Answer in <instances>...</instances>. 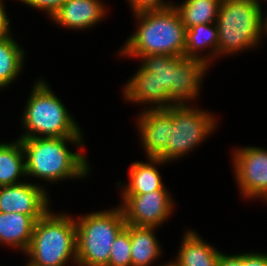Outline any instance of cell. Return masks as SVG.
<instances>
[{"label": "cell", "mask_w": 267, "mask_h": 266, "mask_svg": "<svg viewBox=\"0 0 267 266\" xmlns=\"http://www.w3.org/2000/svg\"><path fill=\"white\" fill-rule=\"evenodd\" d=\"M139 26L127 39L121 55L141 57L149 54L184 56L186 28L174 6L133 13Z\"/></svg>", "instance_id": "obj_1"}, {"label": "cell", "mask_w": 267, "mask_h": 266, "mask_svg": "<svg viewBox=\"0 0 267 266\" xmlns=\"http://www.w3.org/2000/svg\"><path fill=\"white\" fill-rule=\"evenodd\" d=\"M19 139L25 154L26 176L56 182L66 178H83L89 172L85 156L66 147L67 142L81 145V136Z\"/></svg>", "instance_id": "obj_2"}, {"label": "cell", "mask_w": 267, "mask_h": 266, "mask_svg": "<svg viewBox=\"0 0 267 266\" xmlns=\"http://www.w3.org/2000/svg\"><path fill=\"white\" fill-rule=\"evenodd\" d=\"M39 266L77 264L76 222L66 214L48 211L35 222L30 245L25 252Z\"/></svg>", "instance_id": "obj_3"}, {"label": "cell", "mask_w": 267, "mask_h": 266, "mask_svg": "<svg viewBox=\"0 0 267 266\" xmlns=\"http://www.w3.org/2000/svg\"><path fill=\"white\" fill-rule=\"evenodd\" d=\"M262 9L255 0H222L216 20L217 56L238 53L261 41Z\"/></svg>", "instance_id": "obj_4"}, {"label": "cell", "mask_w": 267, "mask_h": 266, "mask_svg": "<svg viewBox=\"0 0 267 266\" xmlns=\"http://www.w3.org/2000/svg\"><path fill=\"white\" fill-rule=\"evenodd\" d=\"M49 87L43 80L34 85L22 116L27 131L20 138L83 136L77 122Z\"/></svg>", "instance_id": "obj_5"}, {"label": "cell", "mask_w": 267, "mask_h": 266, "mask_svg": "<svg viewBox=\"0 0 267 266\" xmlns=\"http://www.w3.org/2000/svg\"><path fill=\"white\" fill-rule=\"evenodd\" d=\"M75 222L77 265L108 266L112 244L126 227L121 206L91 213Z\"/></svg>", "instance_id": "obj_6"}, {"label": "cell", "mask_w": 267, "mask_h": 266, "mask_svg": "<svg viewBox=\"0 0 267 266\" xmlns=\"http://www.w3.org/2000/svg\"><path fill=\"white\" fill-rule=\"evenodd\" d=\"M142 58V67L154 72L159 80V89L168 93L172 105L185 104L199 94L201 79L207 66L205 61L185 56L149 54Z\"/></svg>", "instance_id": "obj_7"}, {"label": "cell", "mask_w": 267, "mask_h": 266, "mask_svg": "<svg viewBox=\"0 0 267 266\" xmlns=\"http://www.w3.org/2000/svg\"><path fill=\"white\" fill-rule=\"evenodd\" d=\"M214 116L186 104L170 106V134L166 162L175 160L199 145L216 128Z\"/></svg>", "instance_id": "obj_8"}, {"label": "cell", "mask_w": 267, "mask_h": 266, "mask_svg": "<svg viewBox=\"0 0 267 266\" xmlns=\"http://www.w3.org/2000/svg\"><path fill=\"white\" fill-rule=\"evenodd\" d=\"M121 208L126 224L157 227L167 220L173 209L167 190L151 191L145 194H122Z\"/></svg>", "instance_id": "obj_9"}, {"label": "cell", "mask_w": 267, "mask_h": 266, "mask_svg": "<svg viewBox=\"0 0 267 266\" xmlns=\"http://www.w3.org/2000/svg\"><path fill=\"white\" fill-rule=\"evenodd\" d=\"M233 154L235 177L241 194L267 200V150L250 146L237 148Z\"/></svg>", "instance_id": "obj_10"}, {"label": "cell", "mask_w": 267, "mask_h": 266, "mask_svg": "<svg viewBox=\"0 0 267 266\" xmlns=\"http://www.w3.org/2000/svg\"><path fill=\"white\" fill-rule=\"evenodd\" d=\"M47 192L30 182L0 187V212L20 213L31 216L35 221L49 210Z\"/></svg>", "instance_id": "obj_11"}, {"label": "cell", "mask_w": 267, "mask_h": 266, "mask_svg": "<svg viewBox=\"0 0 267 266\" xmlns=\"http://www.w3.org/2000/svg\"><path fill=\"white\" fill-rule=\"evenodd\" d=\"M139 134L147 157L166 162V147L170 134V107L149 108L138 117Z\"/></svg>", "instance_id": "obj_12"}, {"label": "cell", "mask_w": 267, "mask_h": 266, "mask_svg": "<svg viewBox=\"0 0 267 266\" xmlns=\"http://www.w3.org/2000/svg\"><path fill=\"white\" fill-rule=\"evenodd\" d=\"M105 13L99 0H66L51 19L63 27L83 30L98 23Z\"/></svg>", "instance_id": "obj_13"}, {"label": "cell", "mask_w": 267, "mask_h": 266, "mask_svg": "<svg viewBox=\"0 0 267 266\" xmlns=\"http://www.w3.org/2000/svg\"><path fill=\"white\" fill-rule=\"evenodd\" d=\"M124 95L131 102L157 104L151 108L171 106L168 93L164 89H159V80L155 73L145 70L142 66L126 84Z\"/></svg>", "instance_id": "obj_14"}, {"label": "cell", "mask_w": 267, "mask_h": 266, "mask_svg": "<svg viewBox=\"0 0 267 266\" xmlns=\"http://www.w3.org/2000/svg\"><path fill=\"white\" fill-rule=\"evenodd\" d=\"M35 222L29 215L0 212V242L18 247L25 253L31 242Z\"/></svg>", "instance_id": "obj_15"}, {"label": "cell", "mask_w": 267, "mask_h": 266, "mask_svg": "<svg viewBox=\"0 0 267 266\" xmlns=\"http://www.w3.org/2000/svg\"><path fill=\"white\" fill-rule=\"evenodd\" d=\"M220 252L194 231H186L176 258L180 266H218Z\"/></svg>", "instance_id": "obj_16"}, {"label": "cell", "mask_w": 267, "mask_h": 266, "mask_svg": "<svg viewBox=\"0 0 267 266\" xmlns=\"http://www.w3.org/2000/svg\"><path fill=\"white\" fill-rule=\"evenodd\" d=\"M147 162H134L130 166L129 184L124 186L122 194H145L151 191L166 190L156 164H165L161 158H148Z\"/></svg>", "instance_id": "obj_17"}, {"label": "cell", "mask_w": 267, "mask_h": 266, "mask_svg": "<svg viewBox=\"0 0 267 266\" xmlns=\"http://www.w3.org/2000/svg\"><path fill=\"white\" fill-rule=\"evenodd\" d=\"M131 239L132 266H149L161 254V247L153 233L156 227L126 224Z\"/></svg>", "instance_id": "obj_18"}, {"label": "cell", "mask_w": 267, "mask_h": 266, "mask_svg": "<svg viewBox=\"0 0 267 266\" xmlns=\"http://www.w3.org/2000/svg\"><path fill=\"white\" fill-rule=\"evenodd\" d=\"M25 154L20 139L0 143V187L14 185L20 176H26Z\"/></svg>", "instance_id": "obj_19"}, {"label": "cell", "mask_w": 267, "mask_h": 266, "mask_svg": "<svg viewBox=\"0 0 267 266\" xmlns=\"http://www.w3.org/2000/svg\"><path fill=\"white\" fill-rule=\"evenodd\" d=\"M214 25L213 23L199 24L186 29L184 52L186 58L200 59L210 64L211 56L217 55L218 47V28L216 23ZM207 46H211L213 53L210 52V57H200L198 51L207 48Z\"/></svg>", "instance_id": "obj_20"}, {"label": "cell", "mask_w": 267, "mask_h": 266, "mask_svg": "<svg viewBox=\"0 0 267 266\" xmlns=\"http://www.w3.org/2000/svg\"><path fill=\"white\" fill-rule=\"evenodd\" d=\"M222 0H186L175 5L186 29L199 24L216 23Z\"/></svg>", "instance_id": "obj_21"}, {"label": "cell", "mask_w": 267, "mask_h": 266, "mask_svg": "<svg viewBox=\"0 0 267 266\" xmlns=\"http://www.w3.org/2000/svg\"><path fill=\"white\" fill-rule=\"evenodd\" d=\"M10 35L0 37V88L10 85L23 68L25 52Z\"/></svg>", "instance_id": "obj_22"}, {"label": "cell", "mask_w": 267, "mask_h": 266, "mask_svg": "<svg viewBox=\"0 0 267 266\" xmlns=\"http://www.w3.org/2000/svg\"><path fill=\"white\" fill-rule=\"evenodd\" d=\"M108 266H132L130 232L126 228L112 244Z\"/></svg>", "instance_id": "obj_23"}, {"label": "cell", "mask_w": 267, "mask_h": 266, "mask_svg": "<svg viewBox=\"0 0 267 266\" xmlns=\"http://www.w3.org/2000/svg\"><path fill=\"white\" fill-rule=\"evenodd\" d=\"M133 12L146 10L165 9L174 6V4L165 3L163 0H129Z\"/></svg>", "instance_id": "obj_24"}, {"label": "cell", "mask_w": 267, "mask_h": 266, "mask_svg": "<svg viewBox=\"0 0 267 266\" xmlns=\"http://www.w3.org/2000/svg\"><path fill=\"white\" fill-rule=\"evenodd\" d=\"M25 4L46 11L50 18L66 0H21Z\"/></svg>", "instance_id": "obj_25"}, {"label": "cell", "mask_w": 267, "mask_h": 266, "mask_svg": "<svg viewBox=\"0 0 267 266\" xmlns=\"http://www.w3.org/2000/svg\"><path fill=\"white\" fill-rule=\"evenodd\" d=\"M242 266H267V254L243 253Z\"/></svg>", "instance_id": "obj_26"}, {"label": "cell", "mask_w": 267, "mask_h": 266, "mask_svg": "<svg viewBox=\"0 0 267 266\" xmlns=\"http://www.w3.org/2000/svg\"><path fill=\"white\" fill-rule=\"evenodd\" d=\"M218 266H242V253L227 256L221 253Z\"/></svg>", "instance_id": "obj_27"}, {"label": "cell", "mask_w": 267, "mask_h": 266, "mask_svg": "<svg viewBox=\"0 0 267 266\" xmlns=\"http://www.w3.org/2000/svg\"><path fill=\"white\" fill-rule=\"evenodd\" d=\"M10 20L7 18V14L5 12V7L3 5V1L0 0V37L8 35L11 33L9 26Z\"/></svg>", "instance_id": "obj_28"}, {"label": "cell", "mask_w": 267, "mask_h": 266, "mask_svg": "<svg viewBox=\"0 0 267 266\" xmlns=\"http://www.w3.org/2000/svg\"><path fill=\"white\" fill-rule=\"evenodd\" d=\"M265 19V20H264ZM262 20V32L267 34V17Z\"/></svg>", "instance_id": "obj_29"}, {"label": "cell", "mask_w": 267, "mask_h": 266, "mask_svg": "<svg viewBox=\"0 0 267 266\" xmlns=\"http://www.w3.org/2000/svg\"><path fill=\"white\" fill-rule=\"evenodd\" d=\"M164 266H180V265L176 261H174V262L171 261Z\"/></svg>", "instance_id": "obj_30"}, {"label": "cell", "mask_w": 267, "mask_h": 266, "mask_svg": "<svg viewBox=\"0 0 267 266\" xmlns=\"http://www.w3.org/2000/svg\"><path fill=\"white\" fill-rule=\"evenodd\" d=\"M29 263H27V265L26 266H39V265H36V264H34L33 262H31V261H28Z\"/></svg>", "instance_id": "obj_31"}]
</instances>
